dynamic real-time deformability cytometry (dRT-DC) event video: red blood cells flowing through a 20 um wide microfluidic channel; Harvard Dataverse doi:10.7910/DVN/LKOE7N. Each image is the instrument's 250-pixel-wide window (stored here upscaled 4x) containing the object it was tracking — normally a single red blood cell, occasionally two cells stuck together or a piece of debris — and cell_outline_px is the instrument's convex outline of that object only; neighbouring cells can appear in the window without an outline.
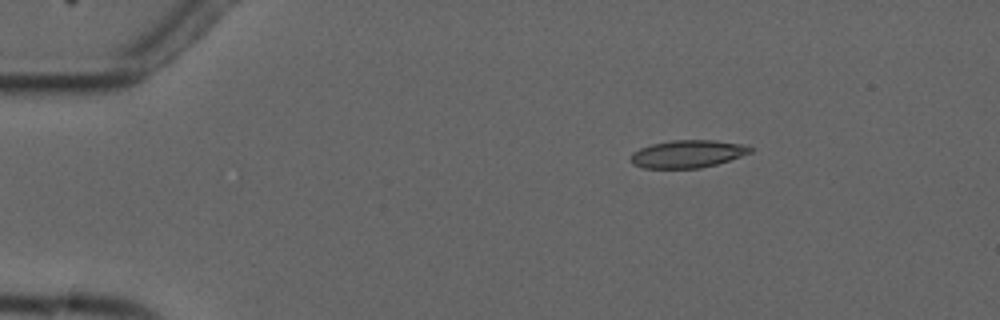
{"species": "common noctule bat (a hibernating species)", "species_latin": "Nyctalus noctula", "temperature_condition": "cold", "stored_images_in_passage": 3, "camera_frame_rate_fps": 3000, "um_per_image_px": 0.085, "animal": {"sex": "male", "forearm_length_mm": 52.5}, "frame": {"image": 1, "passage_image": 2, "time_ms": 1.667, "image_size_px": [1000, 320], "cell_outline_px": [[752, 152], [716, 164], [700, 168], [644, 168], [632, 164], [632, 152], [640, 148], [652, 144], [672, 140], [712, 140], [740, 144], [752, 148]], "centroid_in_image_um": [58.41, 13.08], "position_along_channel_um": 26.6, "area_um2": 18.96}}